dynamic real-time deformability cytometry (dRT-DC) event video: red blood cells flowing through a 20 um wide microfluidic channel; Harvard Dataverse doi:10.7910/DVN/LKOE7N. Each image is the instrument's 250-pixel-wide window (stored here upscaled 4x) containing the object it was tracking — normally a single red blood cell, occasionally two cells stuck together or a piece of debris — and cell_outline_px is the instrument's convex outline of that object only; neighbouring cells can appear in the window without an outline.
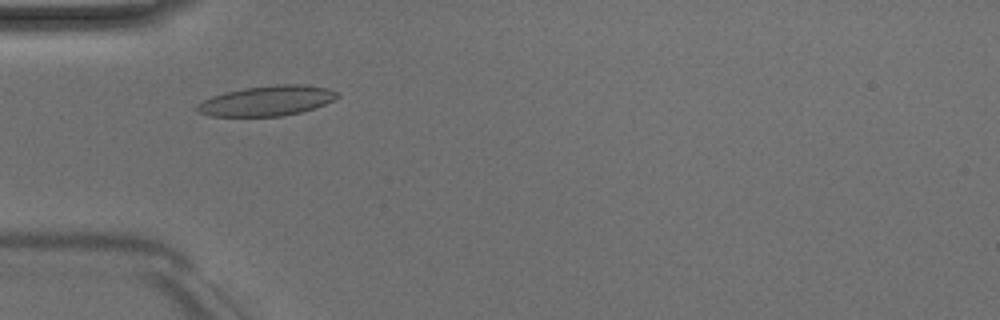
{"species": "Egyptian fruit bat (a non-hibernating species)", "species_latin": "Rousettus aegyptiacus", "temperature_condition": "room temperature", "stored_images_in_passage": 3, "camera_frame_rate_fps": 3000, "um_per_image_px": 0.085, "animal": {"sex": "male"}, "frame": {"image": 1, "passage_image": 1, "time_ms": 0.0, "image_size_px": [1000, 320], "cell_outline_px": [[340, 96], [324, 104], [300, 112], [284, 116], [212, 116], [196, 112], [196, 104], [212, 96], [244, 88], [276, 84], [296, 84], [328, 88], [336, 92]], "centroid_in_image_um": [22.66, 8.57], "position_along_channel_um": 62.3, "area_um2": 24.33}}